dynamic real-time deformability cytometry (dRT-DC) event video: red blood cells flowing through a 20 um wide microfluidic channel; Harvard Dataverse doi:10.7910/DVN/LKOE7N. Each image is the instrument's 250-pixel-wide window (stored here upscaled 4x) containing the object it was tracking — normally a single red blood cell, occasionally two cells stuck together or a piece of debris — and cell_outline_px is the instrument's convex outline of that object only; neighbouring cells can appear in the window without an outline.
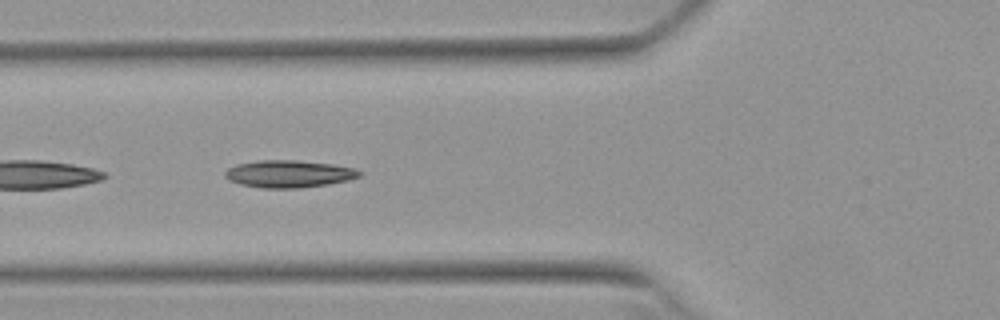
{"species": "Egyptian fruit bat (a non-hibernating species)", "species_latin": "Rousettus aegyptiacus", "temperature_condition": "warm", "stored_images_in_passage": 40, "camera_frame_rate_fps": 3000, "um_per_image_px": 0.085, "animal": {"sex": "female"}, "frame": {"image": 1, "passage_image": 7, "time_ms": 2.0, "image_size_px": [1000, 320], "cell_outline_px": [[364, 172], [360, 176], [348, 180], [328, 184], [300, 188], [260, 188], [240, 184], [228, 180], [224, 176], [224, 172], [228, 168], [236, 164], [260, 160], [296, 160], [332, 164], [356, 168]], "centroid_in_image_um": [24.55, 14.78], "position_along_channel_um": 101.2, "area_um2": 21.56}}
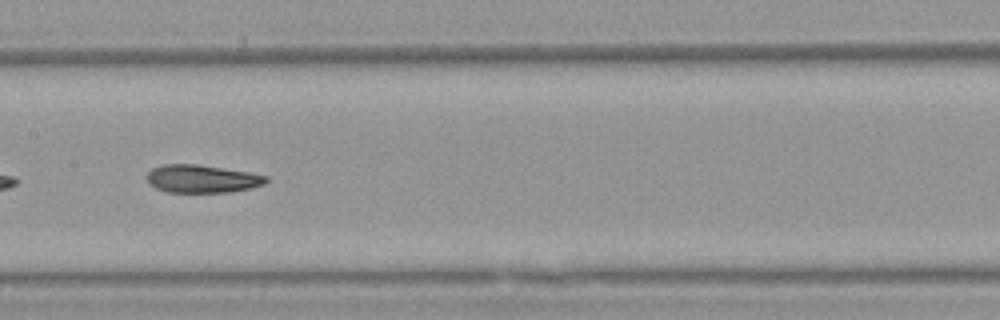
{"frame": {"image": 2, "passage_image": 14, "time_ms": 4.333, "image_size_px": [1000, 320], "cell_outline_px": [[268, 180], [264, 184], [252, 188], [228, 192], [168, 192], [156, 188], [148, 184], [148, 172], [152, 168], [164, 164], [196, 164], [248, 172], [268, 176]], "centroid_in_image_um": [17.17, 15.2], "position_along_channel_um": 190.2, "area_um2": 19.31}}
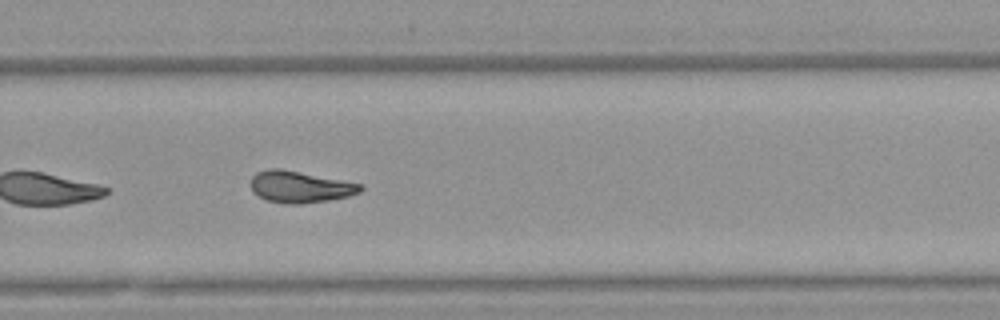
{"frame": {"image": 3, "passage_image": 23, "time_ms": 7.333, "image_size_px": [1000, 320], "cell_outline_px": [[364, 188], [360, 192], [348, 196], [328, 200], [300, 204], [292, 204], [268, 200], [252, 192], [252, 176], [256, 172], [268, 168], [280, 168], [364, 184]], "centroid_in_image_um": [25.53, 15.87], "position_along_channel_um": 304.3, "area_um2": 20.11}, "authors_computed_cell_mechanics": {"area_um2": 19.941, "velocity_mm_per_s": 3.82, "shape_relaxation_time_tau1_ms": 6.3058, "shape_relaxation_time_tau2_ms": 3.4998, "deformation_change_tau1": 0.2006, "deformation_change_tau2": 0.0991}}